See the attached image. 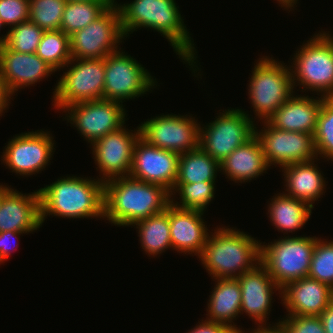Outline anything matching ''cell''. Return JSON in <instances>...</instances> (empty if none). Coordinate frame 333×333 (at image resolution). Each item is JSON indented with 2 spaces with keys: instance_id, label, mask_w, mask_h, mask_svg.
<instances>
[{
  "instance_id": "cell-33",
  "label": "cell",
  "mask_w": 333,
  "mask_h": 333,
  "mask_svg": "<svg viewBox=\"0 0 333 333\" xmlns=\"http://www.w3.org/2000/svg\"><path fill=\"white\" fill-rule=\"evenodd\" d=\"M313 141L317 158L333 161V97L323 99Z\"/></svg>"
},
{
  "instance_id": "cell-27",
  "label": "cell",
  "mask_w": 333,
  "mask_h": 333,
  "mask_svg": "<svg viewBox=\"0 0 333 333\" xmlns=\"http://www.w3.org/2000/svg\"><path fill=\"white\" fill-rule=\"evenodd\" d=\"M276 195V196H275ZM268 206V213L272 226L274 225L278 231L283 234L299 231L312 213V207L306 202L294 197L287 196L279 192L275 194Z\"/></svg>"
},
{
  "instance_id": "cell-26",
  "label": "cell",
  "mask_w": 333,
  "mask_h": 333,
  "mask_svg": "<svg viewBox=\"0 0 333 333\" xmlns=\"http://www.w3.org/2000/svg\"><path fill=\"white\" fill-rule=\"evenodd\" d=\"M213 281L215 286L207 302L206 320L227 325L236 333H244L233 322L241 315V288L238 279L220 278Z\"/></svg>"
},
{
  "instance_id": "cell-42",
  "label": "cell",
  "mask_w": 333,
  "mask_h": 333,
  "mask_svg": "<svg viewBox=\"0 0 333 333\" xmlns=\"http://www.w3.org/2000/svg\"><path fill=\"white\" fill-rule=\"evenodd\" d=\"M326 333H333V302L319 316Z\"/></svg>"
},
{
  "instance_id": "cell-38",
  "label": "cell",
  "mask_w": 333,
  "mask_h": 333,
  "mask_svg": "<svg viewBox=\"0 0 333 333\" xmlns=\"http://www.w3.org/2000/svg\"><path fill=\"white\" fill-rule=\"evenodd\" d=\"M286 333H326L319 316H290L279 320Z\"/></svg>"
},
{
  "instance_id": "cell-19",
  "label": "cell",
  "mask_w": 333,
  "mask_h": 333,
  "mask_svg": "<svg viewBox=\"0 0 333 333\" xmlns=\"http://www.w3.org/2000/svg\"><path fill=\"white\" fill-rule=\"evenodd\" d=\"M281 302L290 316H320L333 302V288L310 277L288 283L281 289Z\"/></svg>"
},
{
  "instance_id": "cell-2",
  "label": "cell",
  "mask_w": 333,
  "mask_h": 333,
  "mask_svg": "<svg viewBox=\"0 0 333 333\" xmlns=\"http://www.w3.org/2000/svg\"><path fill=\"white\" fill-rule=\"evenodd\" d=\"M170 204L171 192L163 186L130 176L104 182V218L116 226H132L164 212Z\"/></svg>"
},
{
  "instance_id": "cell-20",
  "label": "cell",
  "mask_w": 333,
  "mask_h": 333,
  "mask_svg": "<svg viewBox=\"0 0 333 333\" xmlns=\"http://www.w3.org/2000/svg\"><path fill=\"white\" fill-rule=\"evenodd\" d=\"M55 72L36 53H19L5 45L0 47V77L12 94L33 86Z\"/></svg>"
},
{
  "instance_id": "cell-46",
  "label": "cell",
  "mask_w": 333,
  "mask_h": 333,
  "mask_svg": "<svg viewBox=\"0 0 333 333\" xmlns=\"http://www.w3.org/2000/svg\"><path fill=\"white\" fill-rule=\"evenodd\" d=\"M5 27L4 23L1 21L0 19V29H2V27ZM7 35H8V32H6L5 36L2 35V37H0V47L5 45V42H6V39H7Z\"/></svg>"
},
{
  "instance_id": "cell-7",
  "label": "cell",
  "mask_w": 333,
  "mask_h": 333,
  "mask_svg": "<svg viewBox=\"0 0 333 333\" xmlns=\"http://www.w3.org/2000/svg\"><path fill=\"white\" fill-rule=\"evenodd\" d=\"M317 238L284 235L268 245L261 242L260 263L281 289L290 282L308 277Z\"/></svg>"
},
{
  "instance_id": "cell-39",
  "label": "cell",
  "mask_w": 333,
  "mask_h": 333,
  "mask_svg": "<svg viewBox=\"0 0 333 333\" xmlns=\"http://www.w3.org/2000/svg\"><path fill=\"white\" fill-rule=\"evenodd\" d=\"M198 325L186 333H236L229 326L209 320L198 321Z\"/></svg>"
},
{
  "instance_id": "cell-4",
  "label": "cell",
  "mask_w": 333,
  "mask_h": 333,
  "mask_svg": "<svg viewBox=\"0 0 333 333\" xmlns=\"http://www.w3.org/2000/svg\"><path fill=\"white\" fill-rule=\"evenodd\" d=\"M198 256L212 279L238 278L261 260V242L236 228L214 229Z\"/></svg>"
},
{
  "instance_id": "cell-6",
  "label": "cell",
  "mask_w": 333,
  "mask_h": 333,
  "mask_svg": "<svg viewBox=\"0 0 333 333\" xmlns=\"http://www.w3.org/2000/svg\"><path fill=\"white\" fill-rule=\"evenodd\" d=\"M251 72L248 96L256 115L254 119L267 121L295 93L291 68L265 55L254 64Z\"/></svg>"
},
{
  "instance_id": "cell-44",
  "label": "cell",
  "mask_w": 333,
  "mask_h": 333,
  "mask_svg": "<svg viewBox=\"0 0 333 333\" xmlns=\"http://www.w3.org/2000/svg\"><path fill=\"white\" fill-rule=\"evenodd\" d=\"M276 1H278L279 6L281 5V7H284V9H286L287 11L290 8L289 12L292 11L293 8H295L294 6L298 2V0H276Z\"/></svg>"
},
{
  "instance_id": "cell-17",
  "label": "cell",
  "mask_w": 333,
  "mask_h": 333,
  "mask_svg": "<svg viewBox=\"0 0 333 333\" xmlns=\"http://www.w3.org/2000/svg\"><path fill=\"white\" fill-rule=\"evenodd\" d=\"M179 154L150 145L139 137L134 146L129 176L173 191L178 177Z\"/></svg>"
},
{
  "instance_id": "cell-40",
  "label": "cell",
  "mask_w": 333,
  "mask_h": 333,
  "mask_svg": "<svg viewBox=\"0 0 333 333\" xmlns=\"http://www.w3.org/2000/svg\"><path fill=\"white\" fill-rule=\"evenodd\" d=\"M21 234L23 235L26 233L15 232V231L0 232V264L4 263V261H7V259L11 255L10 253L13 251L11 250V247H9L11 246L9 245V242H11L13 239H19ZM15 245H16L15 247L18 246V244Z\"/></svg>"
},
{
  "instance_id": "cell-41",
  "label": "cell",
  "mask_w": 333,
  "mask_h": 333,
  "mask_svg": "<svg viewBox=\"0 0 333 333\" xmlns=\"http://www.w3.org/2000/svg\"><path fill=\"white\" fill-rule=\"evenodd\" d=\"M13 94L8 89L5 81L0 77V116L3 115L4 111L9 109L10 99L13 100ZM12 97V98H11Z\"/></svg>"
},
{
  "instance_id": "cell-13",
  "label": "cell",
  "mask_w": 333,
  "mask_h": 333,
  "mask_svg": "<svg viewBox=\"0 0 333 333\" xmlns=\"http://www.w3.org/2000/svg\"><path fill=\"white\" fill-rule=\"evenodd\" d=\"M124 106L123 103L107 99L80 102L63 109L67 115L64 119L76 127L79 134L92 144L126 124L127 111Z\"/></svg>"
},
{
  "instance_id": "cell-35",
  "label": "cell",
  "mask_w": 333,
  "mask_h": 333,
  "mask_svg": "<svg viewBox=\"0 0 333 333\" xmlns=\"http://www.w3.org/2000/svg\"><path fill=\"white\" fill-rule=\"evenodd\" d=\"M7 32V48L19 53H35L45 31L28 20L8 29Z\"/></svg>"
},
{
  "instance_id": "cell-32",
  "label": "cell",
  "mask_w": 333,
  "mask_h": 333,
  "mask_svg": "<svg viewBox=\"0 0 333 333\" xmlns=\"http://www.w3.org/2000/svg\"><path fill=\"white\" fill-rule=\"evenodd\" d=\"M35 53L55 71H60L72 59L70 36L62 30L45 31Z\"/></svg>"
},
{
  "instance_id": "cell-10",
  "label": "cell",
  "mask_w": 333,
  "mask_h": 333,
  "mask_svg": "<svg viewBox=\"0 0 333 333\" xmlns=\"http://www.w3.org/2000/svg\"><path fill=\"white\" fill-rule=\"evenodd\" d=\"M157 83L156 78L125 51L119 49L105 57L103 99L123 103L147 94Z\"/></svg>"
},
{
  "instance_id": "cell-23",
  "label": "cell",
  "mask_w": 333,
  "mask_h": 333,
  "mask_svg": "<svg viewBox=\"0 0 333 333\" xmlns=\"http://www.w3.org/2000/svg\"><path fill=\"white\" fill-rule=\"evenodd\" d=\"M296 93L286 100L267 120L280 130L314 135L325 97L301 96Z\"/></svg>"
},
{
  "instance_id": "cell-45",
  "label": "cell",
  "mask_w": 333,
  "mask_h": 333,
  "mask_svg": "<svg viewBox=\"0 0 333 333\" xmlns=\"http://www.w3.org/2000/svg\"><path fill=\"white\" fill-rule=\"evenodd\" d=\"M1 184V183H0ZM10 189V187L8 185H3L1 184L0 185V206H1V203L3 201V196L4 194Z\"/></svg>"
},
{
  "instance_id": "cell-18",
  "label": "cell",
  "mask_w": 333,
  "mask_h": 333,
  "mask_svg": "<svg viewBox=\"0 0 333 333\" xmlns=\"http://www.w3.org/2000/svg\"><path fill=\"white\" fill-rule=\"evenodd\" d=\"M237 279L241 288V315L245 313L253 319L257 324L255 327H273L270 323L268 325L267 320L272 308V296L276 291L281 295V288L268 274L267 269L259 263L253 270L243 273Z\"/></svg>"
},
{
  "instance_id": "cell-25",
  "label": "cell",
  "mask_w": 333,
  "mask_h": 333,
  "mask_svg": "<svg viewBox=\"0 0 333 333\" xmlns=\"http://www.w3.org/2000/svg\"><path fill=\"white\" fill-rule=\"evenodd\" d=\"M313 161L293 163L281 167L283 170L285 192L287 196L306 202L314 208V202L322 197L326 185L322 171Z\"/></svg>"
},
{
  "instance_id": "cell-14",
  "label": "cell",
  "mask_w": 333,
  "mask_h": 333,
  "mask_svg": "<svg viewBox=\"0 0 333 333\" xmlns=\"http://www.w3.org/2000/svg\"><path fill=\"white\" fill-rule=\"evenodd\" d=\"M50 131H30L9 139L2 152V164L20 176H31L48 166L54 154V137Z\"/></svg>"
},
{
  "instance_id": "cell-12",
  "label": "cell",
  "mask_w": 333,
  "mask_h": 333,
  "mask_svg": "<svg viewBox=\"0 0 333 333\" xmlns=\"http://www.w3.org/2000/svg\"><path fill=\"white\" fill-rule=\"evenodd\" d=\"M201 125L188 114H161L139 124L140 137L150 145L180 155L199 147Z\"/></svg>"
},
{
  "instance_id": "cell-37",
  "label": "cell",
  "mask_w": 333,
  "mask_h": 333,
  "mask_svg": "<svg viewBox=\"0 0 333 333\" xmlns=\"http://www.w3.org/2000/svg\"><path fill=\"white\" fill-rule=\"evenodd\" d=\"M0 19L12 28L29 19V0H0Z\"/></svg>"
},
{
  "instance_id": "cell-15",
  "label": "cell",
  "mask_w": 333,
  "mask_h": 333,
  "mask_svg": "<svg viewBox=\"0 0 333 333\" xmlns=\"http://www.w3.org/2000/svg\"><path fill=\"white\" fill-rule=\"evenodd\" d=\"M255 136L259 139L269 166L283 167L293 163H303L317 159L313 135L277 129L267 121Z\"/></svg>"
},
{
  "instance_id": "cell-5",
  "label": "cell",
  "mask_w": 333,
  "mask_h": 333,
  "mask_svg": "<svg viewBox=\"0 0 333 333\" xmlns=\"http://www.w3.org/2000/svg\"><path fill=\"white\" fill-rule=\"evenodd\" d=\"M326 32L319 31L303 42L295 51L290 68L294 87L300 85L304 88L302 92L316 91L318 96L330 98L333 97V36Z\"/></svg>"
},
{
  "instance_id": "cell-34",
  "label": "cell",
  "mask_w": 333,
  "mask_h": 333,
  "mask_svg": "<svg viewBox=\"0 0 333 333\" xmlns=\"http://www.w3.org/2000/svg\"><path fill=\"white\" fill-rule=\"evenodd\" d=\"M66 0H29V21L44 31L60 30Z\"/></svg>"
},
{
  "instance_id": "cell-29",
  "label": "cell",
  "mask_w": 333,
  "mask_h": 333,
  "mask_svg": "<svg viewBox=\"0 0 333 333\" xmlns=\"http://www.w3.org/2000/svg\"><path fill=\"white\" fill-rule=\"evenodd\" d=\"M132 226L138 229L141 247L149 256L157 257L172 248L169 215L165 211L137 221Z\"/></svg>"
},
{
  "instance_id": "cell-9",
  "label": "cell",
  "mask_w": 333,
  "mask_h": 333,
  "mask_svg": "<svg viewBox=\"0 0 333 333\" xmlns=\"http://www.w3.org/2000/svg\"><path fill=\"white\" fill-rule=\"evenodd\" d=\"M241 108L223 109L215 120L200 126L199 146L219 163L255 135V121Z\"/></svg>"
},
{
  "instance_id": "cell-43",
  "label": "cell",
  "mask_w": 333,
  "mask_h": 333,
  "mask_svg": "<svg viewBox=\"0 0 333 333\" xmlns=\"http://www.w3.org/2000/svg\"><path fill=\"white\" fill-rule=\"evenodd\" d=\"M279 322L273 323V327H257L250 330L249 333H286L283 328L279 325ZM245 333V332H244Z\"/></svg>"
},
{
  "instance_id": "cell-11",
  "label": "cell",
  "mask_w": 333,
  "mask_h": 333,
  "mask_svg": "<svg viewBox=\"0 0 333 333\" xmlns=\"http://www.w3.org/2000/svg\"><path fill=\"white\" fill-rule=\"evenodd\" d=\"M125 40L119 9L114 2L101 16L70 36L71 58L101 59L118 51Z\"/></svg>"
},
{
  "instance_id": "cell-28",
  "label": "cell",
  "mask_w": 333,
  "mask_h": 333,
  "mask_svg": "<svg viewBox=\"0 0 333 333\" xmlns=\"http://www.w3.org/2000/svg\"><path fill=\"white\" fill-rule=\"evenodd\" d=\"M219 171L220 163L199 146L179 155L178 177L175 183L215 181Z\"/></svg>"
},
{
  "instance_id": "cell-31",
  "label": "cell",
  "mask_w": 333,
  "mask_h": 333,
  "mask_svg": "<svg viewBox=\"0 0 333 333\" xmlns=\"http://www.w3.org/2000/svg\"><path fill=\"white\" fill-rule=\"evenodd\" d=\"M215 182L175 183L174 189L171 192V197H173L171 198V203L180 209L205 212L209 203L214 198ZM175 191L180 195V202L175 201L173 196L177 194Z\"/></svg>"
},
{
  "instance_id": "cell-30",
  "label": "cell",
  "mask_w": 333,
  "mask_h": 333,
  "mask_svg": "<svg viewBox=\"0 0 333 333\" xmlns=\"http://www.w3.org/2000/svg\"><path fill=\"white\" fill-rule=\"evenodd\" d=\"M113 3L114 1H67L60 30L71 36L101 16Z\"/></svg>"
},
{
  "instance_id": "cell-1",
  "label": "cell",
  "mask_w": 333,
  "mask_h": 333,
  "mask_svg": "<svg viewBox=\"0 0 333 333\" xmlns=\"http://www.w3.org/2000/svg\"><path fill=\"white\" fill-rule=\"evenodd\" d=\"M114 2L119 9L126 38L143 27L157 31L170 42L176 55L184 60L183 63L190 66L194 76L199 69L201 71V68L197 67L199 61L196 59L194 40L184 24V17L181 16L175 0H134L122 5L116 0Z\"/></svg>"
},
{
  "instance_id": "cell-3",
  "label": "cell",
  "mask_w": 333,
  "mask_h": 333,
  "mask_svg": "<svg viewBox=\"0 0 333 333\" xmlns=\"http://www.w3.org/2000/svg\"><path fill=\"white\" fill-rule=\"evenodd\" d=\"M97 179L69 175L38 189L42 224L47 215L104 219V182Z\"/></svg>"
},
{
  "instance_id": "cell-8",
  "label": "cell",
  "mask_w": 333,
  "mask_h": 333,
  "mask_svg": "<svg viewBox=\"0 0 333 333\" xmlns=\"http://www.w3.org/2000/svg\"><path fill=\"white\" fill-rule=\"evenodd\" d=\"M65 67L62 69L66 71L59 78L53 92L52 103L54 102L57 110L62 111L65 107L80 102L103 99L105 58H72Z\"/></svg>"
},
{
  "instance_id": "cell-36",
  "label": "cell",
  "mask_w": 333,
  "mask_h": 333,
  "mask_svg": "<svg viewBox=\"0 0 333 333\" xmlns=\"http://www.w3.org/2000/svg\"><path fill=\"white\" fill-rule=\"evenodd\" d=\"M308 277L333 288V241L316 239Z\"/></svg>"
},
{
  "instance_id": "cell-24",
  "label": "cell",
  "mask_w": 333,
  "mask_h": 333,
  "mask_svg": "<svg viewBox=\"0 0 333 333\" xmlns=\"http://www.w3.org/2000/svg\"><path fill=\"white\" fill-rule=\"evenodd\" d=\"M271 168L266 161L259 139L254 135L244 145L236 148L222 162L220 172L235 183L250 182Z\"/></svg>"
},
{
  "instance_id": "cell-21",
  "label": "cell",
  "mask_w": 333,
  "mask_h": 333,
  "mask_svg": "<svg viewBox=\"0 0 333 333\" xmlns=\"http://www.w3.org/2000/svg\"><path fill=\"white\" fill-rule=\"evenodd\" d=\"M165 212L169 215L172 249L184 254H201L210 230L204 222V212L180 209L172 203ZM209 231V232H207Z\"/></svg>"
},
{
  "instance_id": "cell-22",
  "label": "cell",
  "mask_w": 333,
  "mask_h": 333,
  "mask_svg": "<svg viewBox=\"0 0 333 333\" xmlns=\"http://www.w3.org/2000/svg\"><path fill=\"white\" fill-rule=\"evenodd\" d=\"M42 226L39 190L26 194L10 188L0 206V232H35Z\"/></svg>"
},
{
  "instance_id": "cell-16",
  "label": "cell",
  "mask_w": 333,
  "mask_h": 333,
  "mask_svg": "<svg viewBox=\"0 0 333 333\" xmlns=\"http://www.w3.org/2000/svg\"><path fill=\"white\" fill-rule=\"evenodd\" d=\"M133 130L122 126L120 129L108 133L90 145L93 149V159L98 166L99 177L102 182L107 180L129 176L133 151L137 140L140 137V127Z\"/></svg>"
},
{
  "instance_id": "cell-47",
  "label": "cell",
  "mask_w": 333,
  "mask_h": 333,
  "mask_svg": "<svg viewBox=\"0 0 333 333\" xmlns=\"http://www.w3.org/2000/svg\"><path fill=\"white\" fill-rule=\"evenodd\" d=\"M66 1H114V0H66Z\"/></svg>"
}]
</instances>
